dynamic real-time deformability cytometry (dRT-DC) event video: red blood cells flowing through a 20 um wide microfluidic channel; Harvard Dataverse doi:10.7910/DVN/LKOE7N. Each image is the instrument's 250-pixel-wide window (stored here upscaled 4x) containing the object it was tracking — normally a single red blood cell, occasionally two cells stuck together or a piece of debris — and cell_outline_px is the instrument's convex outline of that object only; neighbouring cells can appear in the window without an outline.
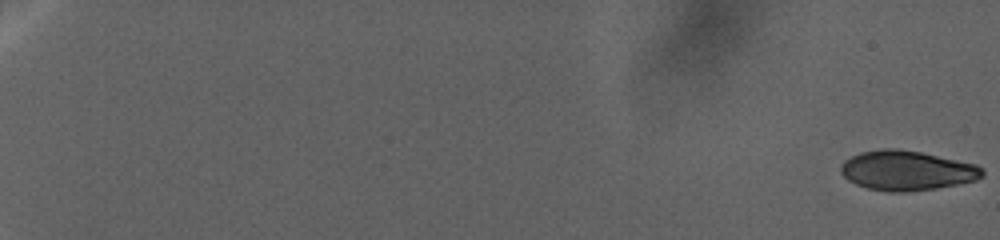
{"species": "human", "species_latin": "Homo sapiens", "temperature_condition": "warm", "stored_images_in_passage": 74, "camera_frame_rate_fps": 3000, "um_per_image_px": 0.085, "donor": {"sex": "female"}, "frame": {"image": 1, "passage_image": 1, "time_ms": 0.0, "image_size_px": [1000, 240], "cell_outline_px": [[984, 176], [976, 180], [936, 188], [904, 192], [888, 192], [868, 188], [856, 184], [848, 180], [840, 172], [840, 164], [844, 160], [860, 152], [880, 148], [896, 148], [920, 152], [976, 164], [984, 168]], "centroid_in_image_um": [77.06, 14.49], "position_along_channel_um": 7.9, "area_um2": 32.83}}
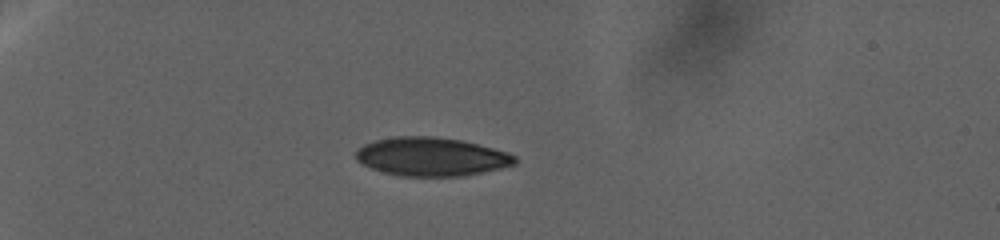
{"frame": {"image": 2, "passage_image": 53, "time_ms": 25.667, "image_size_px": [1000, 240], "cell_outline_px": [[516, 164], [484, 172], [464, 176], [400, 176], [380, 172], [360, 164], [356, 160], [356, 148], [364, 144], [376, 140], [396, 136], [432, 136], [460, 140], [508, 152], [516, 156]], "centroid_in_image_um": [36.62, 13.33], "position_along_channel_um": 48.4, "area_um2": 35.95}}
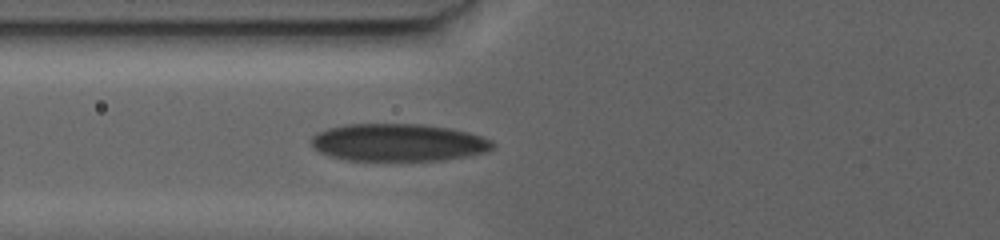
{"frame": {"image": 3, "passage_image": 74, "time_ms": 36.0, "image_size_px": [1000, 240], "cell_outline_px": [[496, 144], [488, 152], [468, 156], [444, 160], [348, 160], [328, 156], [312, 148], [308, 140], [316, 132], [328, 128], [344, 124], [424, 124], [448, 128], [468, 132], [484, 136], [492, 140]], "centroid_in_image_um": [33.84, 12.11], "position_along_channel_um": 92.0, "area_um2": 40.17}}